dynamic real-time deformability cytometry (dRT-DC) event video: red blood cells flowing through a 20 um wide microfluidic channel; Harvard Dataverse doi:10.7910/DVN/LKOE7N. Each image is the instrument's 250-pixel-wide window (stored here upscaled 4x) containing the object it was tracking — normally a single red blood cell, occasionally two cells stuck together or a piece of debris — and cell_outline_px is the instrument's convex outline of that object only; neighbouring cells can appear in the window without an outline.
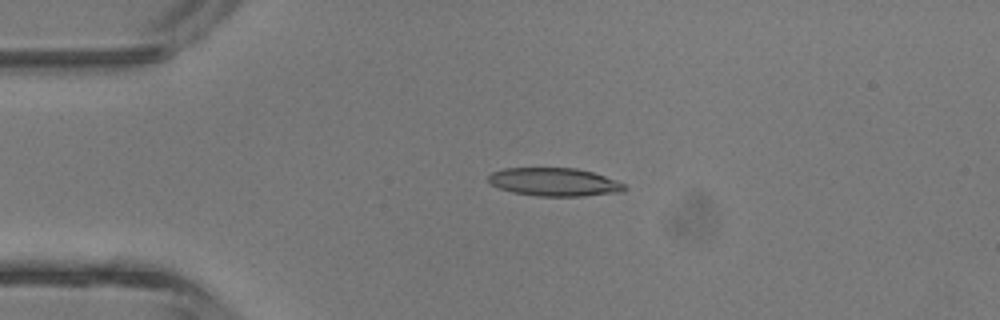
{"species": "common noctule bat (a hibernating species)", "species_latin": "Nyctalus noctula", "temperature_condition": "room temperature", "stored_images_in_passage": 5, "camera_frame_rate_fps": 3000, "um_per_image_px": 0.085, "animal": {"sex": "male", "body_mass_g": 13.3}, "frame": {"image": 1, "passage_image": 3, "time_ms": 2.333, "image_size_px": [1000, 320], "cell_outline_px": [[628, 188], [624, 192], [584, 196], [536, 196], [512, 192], [500, 188], [492, 184], [488, 180], [488, 176], [492, 172], [504, 168], [576, 168], [592, 172], [616, 180], [624, 184]], "centroid_in_image_um": [47.15, 15.48], "position_along_channel_um": 37.9, "area_um2": 22.43}}
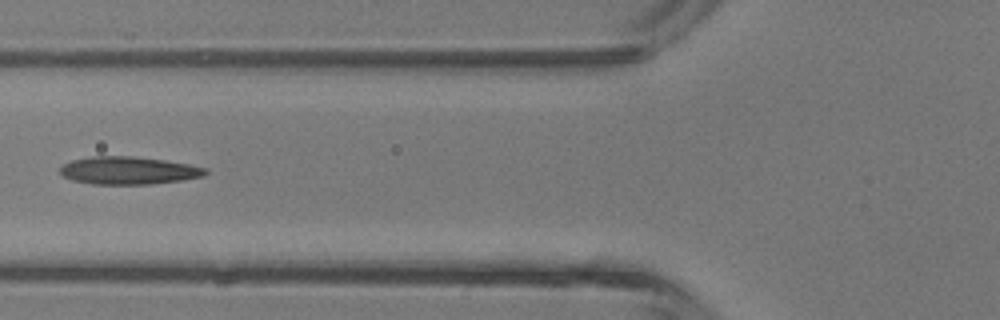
{"frame": {"image": 2, "passage_image": 5, "time_ms": 4.667, "image_size_px": [1000, 320], "cell_outline_px": [[208, 172], [204, 176], [184, 180], [148, 184], [92, 184], [72, 180], [64, 176], [60, 172], [60, 168], [64, 164], [72, 160], [92, 156], [132, 156], [164, 160], [188, 164], [208, 168]], "centroid_in_image_um": [10.95, 14.49], "position_along_channel_um": 114.8, "area_um2": 23.47}}